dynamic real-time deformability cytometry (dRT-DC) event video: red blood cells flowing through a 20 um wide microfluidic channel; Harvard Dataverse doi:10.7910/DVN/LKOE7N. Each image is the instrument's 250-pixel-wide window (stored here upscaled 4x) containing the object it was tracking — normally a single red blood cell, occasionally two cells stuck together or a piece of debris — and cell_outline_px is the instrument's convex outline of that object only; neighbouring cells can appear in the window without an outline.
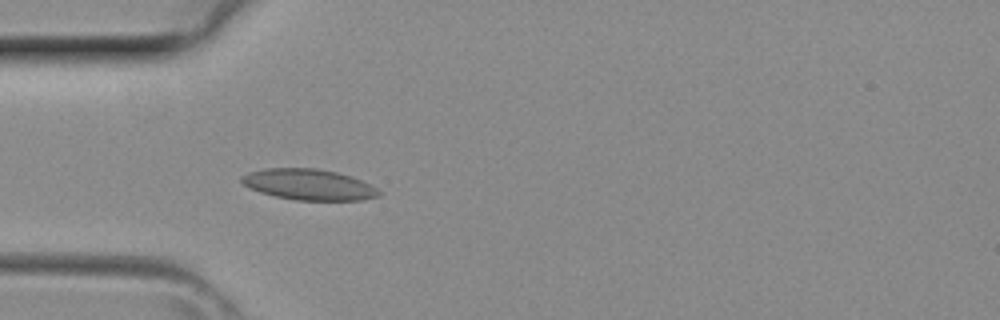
{"species": "common noctule bat (a hibernating species)", "species_latin": "Nyctalus noctula", "temperature_condition": "room temperature", "stored_images_in_passage": 3, "camera_frame_rate_fps": 3000, "um_per_image_px": 0.085, "animal": {"sex": "female", "body_mass_g": 29.2, "forearm_length_mm": 56.3}, "frame": {"image": 1, "passage_image": 3, "time_ms": 0.667, "image_size_px": [1000, 320], "cell_outline_px": [[380, 196], [364, 200], [296, 200], [276, 196], [260, 192], [244, 184], [240, 180], [240, 176], [248, 172], [264, 168], [316, 168], [336, 172], [352, 176], [376, 188], [380, 192]], "centroid_in_image_um": [26.24, 15.68], "position_along_channel_um": 58.8, "area_um2": 24.62}}